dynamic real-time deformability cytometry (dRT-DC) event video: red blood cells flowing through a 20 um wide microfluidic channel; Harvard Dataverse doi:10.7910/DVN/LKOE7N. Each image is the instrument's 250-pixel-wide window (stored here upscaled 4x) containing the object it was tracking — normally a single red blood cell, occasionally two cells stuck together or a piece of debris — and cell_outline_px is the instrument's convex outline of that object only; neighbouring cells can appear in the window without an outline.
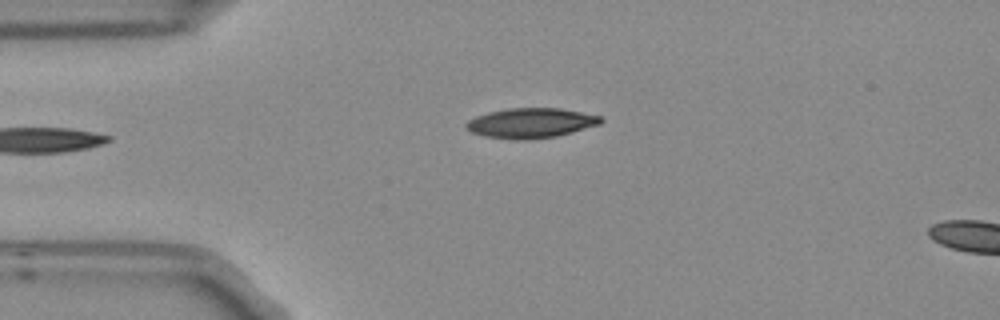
{"species": "Egyptian fruit bat (a non-hibernating species)", "species_latin": "Rousettus aegyptiacus", "temperature_condition": "room temperature", "stored_images_in_passage": 2, "camera_frame_rate_fps": 3000, "um_per_image_px": 0.085, "frame": {"image": 1, "passage_image": 1, "time_ms": 0.0, "image_size_px": [1000, 320], "cell_outline_px": [[604, 120], [600, 124], [572, 132], [556, 136], [524, 140], [516, 140], [484, 136], [472, 132], [464, 124], [468, 120], [476, 116], [488, 112], [508, 108], [560, 108], [600, 116]], "centroid_in_image_um": [45.11, 10.45], "position_along_channel_um": 39.9, "area_um2": 23.35}}